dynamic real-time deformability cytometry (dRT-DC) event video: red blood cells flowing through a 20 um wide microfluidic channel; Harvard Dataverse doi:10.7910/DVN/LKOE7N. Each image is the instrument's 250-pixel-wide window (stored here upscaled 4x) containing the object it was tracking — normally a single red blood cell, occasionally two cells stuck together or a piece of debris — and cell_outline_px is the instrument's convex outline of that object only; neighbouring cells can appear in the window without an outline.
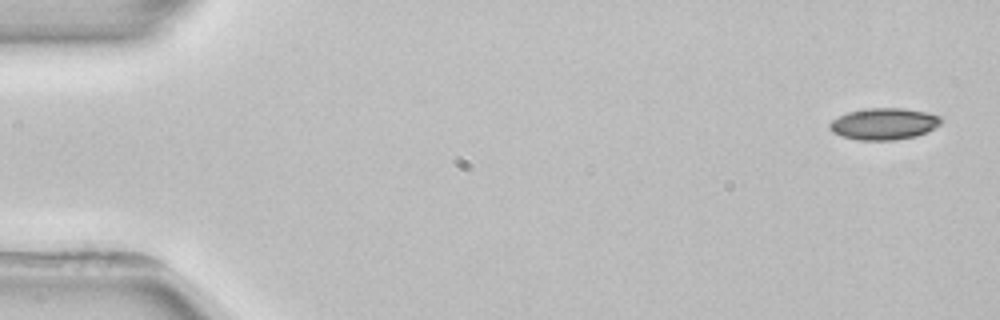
{"species": "common noctule bat (a hibernating species)", "species_latin": "Nyctalus noctula", "temperature_condition": "room temperature", "stored_images_in_passage": 4, "camera_frame_rate_fps": 3000, "um_per_image_px": 0.085, "animal": {"sex": "female", "body_mass_g": 22.7, "forearm_length_mm": 54.2}, "frame": {"image": 1, "passage_image": 1, "time_ms": 0.0, "image_size_px": [1000, 320], "cell_outline_px": [[940, 124], [928, 132], [916, 136], [896, 140], [856, 140], [840, 136], [832, 132], [828, 128], [828, 124], [832, 120], [848, 112], [868, 108], [904, 108], [924, 112], [940, 116]], "centroid_in_image_um": [75.1, 10.54], "position_along_channel_um": 9.9, "area_um2": 20.58}}
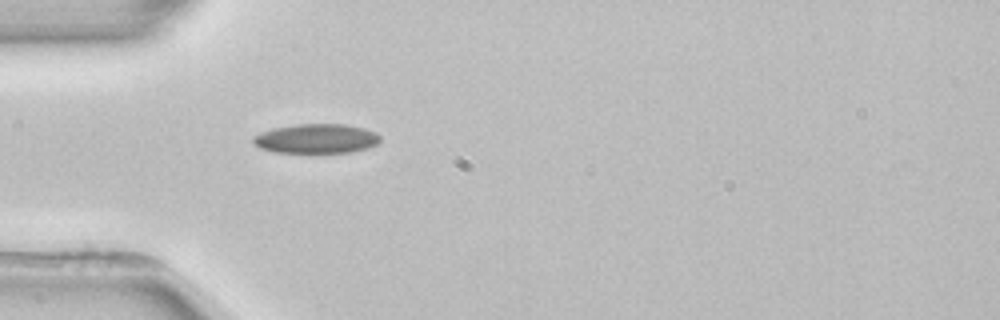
{"frame": {"image": 2, "passage_image": 4, "time_ms": 4.667, "image_size_px": [1000, 320], "cell_outline_px": [[380, 140], [376, 144], [368, 148], [352, 152], [276, 152], [260, 148], [252, 144], [252, 136], [260, 132], [272, 128], [296, 124], [344, 124], [364, 128], [376, 132], [380, 136]], "centroid_in_image_um": [26.86, 11.77], "position_along_channel_um": 58.1, "area_um2": 21.91}}